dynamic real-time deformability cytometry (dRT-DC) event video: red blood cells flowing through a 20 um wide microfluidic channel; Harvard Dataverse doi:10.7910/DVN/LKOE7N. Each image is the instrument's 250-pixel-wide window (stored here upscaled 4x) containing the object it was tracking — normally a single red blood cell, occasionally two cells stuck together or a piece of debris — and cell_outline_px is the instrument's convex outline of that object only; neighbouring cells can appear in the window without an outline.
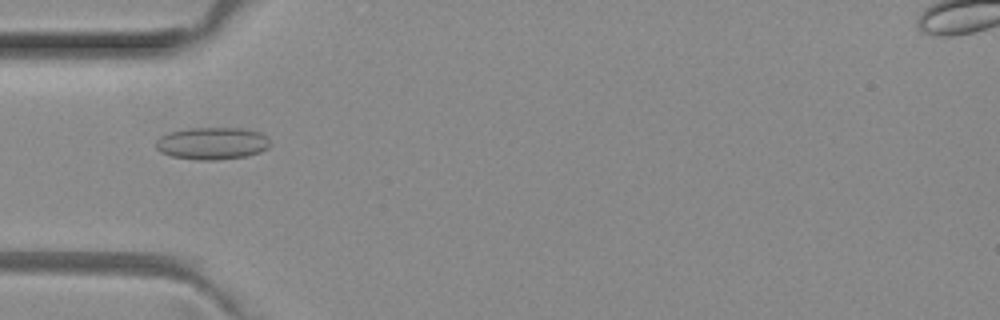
{"species": "common noctule bat (a hibernating species)", "species_latin": "Nyctalus noctula", "temperature_condition": "room temperature", "stored_images_in_passage": 3, "camera_frame_rate_fps": 3000, "um_per_image_px": 0.085, "animal": {"sex": "female", "body_mass_g": 29.2, "forearm_length_mm": 56.3}, "frame": {"image": 1, "passage_image": 3, "time_ms": 0.667, "image_size_px": [1000, 320], "cell_outline_px": [[272, 144], [268, 148], [260, 152], [248, 156], [216, 160], [196, 160], [172, 156], [160, 152], [156, 148], [156, 140], [160, 136], [168, 132], [188, 128], [240, 128], [260, 132], [268, 136]], "centroid_in_image_um": [18.06, 12.18], "position_along_channel_um": 66.9, "area_um2": 21.79}}